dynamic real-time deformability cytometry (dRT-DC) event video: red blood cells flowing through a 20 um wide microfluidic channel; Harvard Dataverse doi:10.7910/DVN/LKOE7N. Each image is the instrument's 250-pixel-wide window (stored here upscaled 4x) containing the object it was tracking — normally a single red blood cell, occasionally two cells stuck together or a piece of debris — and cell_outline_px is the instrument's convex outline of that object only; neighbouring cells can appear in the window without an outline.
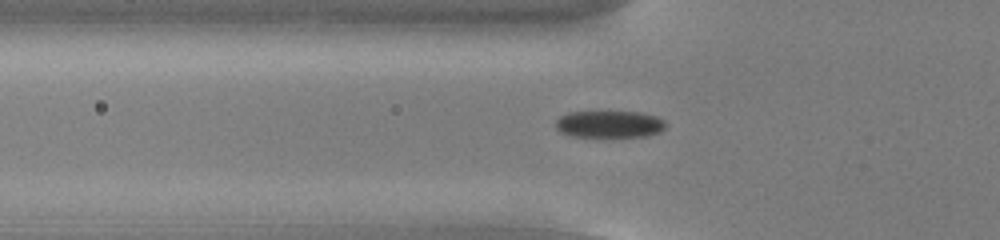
{"species": "common noctule bat (a hibernating species)", "species_latin": "Nyctalus noctula", "temperature_condition": "cold", "stored_images_in_passage": 37, "camera_frame_rate_fps": 3000, "um_per_image_px": 0.085, "animal": {"sex": "male", "body_mass_g": 13.0, "forearm_length_mm": 53.1}, "frame": {"image": 1, "passage_image": 2, "time_ms": 0.333, "image_size_px": [1000, 240], "cell_outline_px": [[664, 128], [660, 132], [648, 136], [572, 136], [560, 132], [556, 128], [556, 120], [560, 116], [568, 112], [640, 112], [656, 116], [664, 120]], "centroid_in_image_um": [51.79, 10.55], "position_along_channel_um": 74.0, "area_um2": 17.17}}
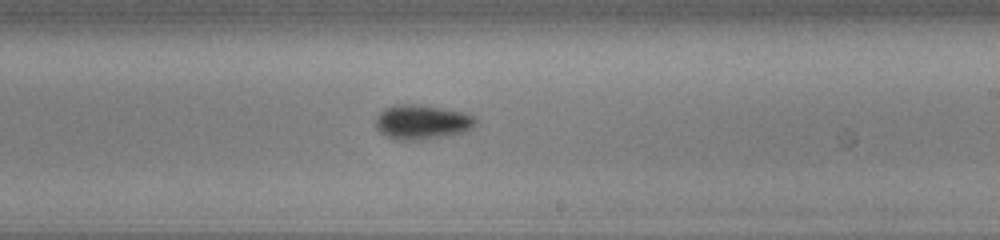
{"frame": {"image": 2, "passage_image": 16, "time_ms": 5.0, "image_size_px": [1000, 240], "cell_outline_px": [[480, 120], [468, 132], [420, 140], [396, 140], [380, 132], [376, 128], [376, 116], [384, 108], [396, 104], [420, 104], [464, 112], [476, 116]], "centroid_in_image_um": [35.92, 10.37], "position_along_channel_um": 253.1, "area_um2": 20.52}}
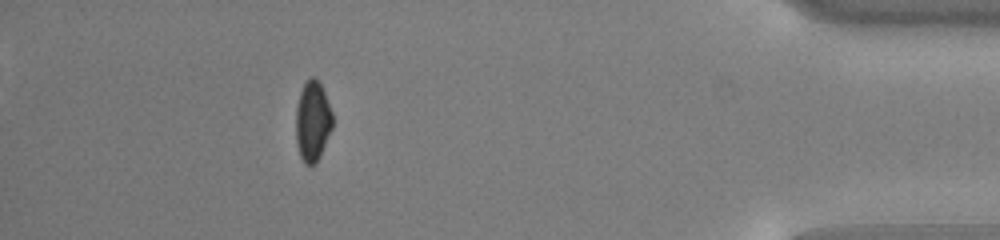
{"frame": {"image": 3, "passage_image": 32, "time_ms": 10.333, "image_size_px": [1000, 240], "cell_outline_px": [[332, 128], [320, 156], [316, 164], [312, 168], [304, 164], [300, 156], [296, 140], [296, 108], [300, 92], [304, 84], [312, 76], [316, 76], [324, 92], [332, 112]], "centroid_in_image_um": [26.56, 10.35], "position_along_channel_um": 408.6, "area_um2": 17.22}, "authors_computed_cell_mechanics": {"area_um2": 18.496, "velocity_mm_per_s": 3.844, "shape_relaxation_time_tau1_ms": 2.4863, "shape_relaxation_time_tau2_ms": null, "deformation_change_tau1": 0.0765, "deformation_change_tau2": null}}